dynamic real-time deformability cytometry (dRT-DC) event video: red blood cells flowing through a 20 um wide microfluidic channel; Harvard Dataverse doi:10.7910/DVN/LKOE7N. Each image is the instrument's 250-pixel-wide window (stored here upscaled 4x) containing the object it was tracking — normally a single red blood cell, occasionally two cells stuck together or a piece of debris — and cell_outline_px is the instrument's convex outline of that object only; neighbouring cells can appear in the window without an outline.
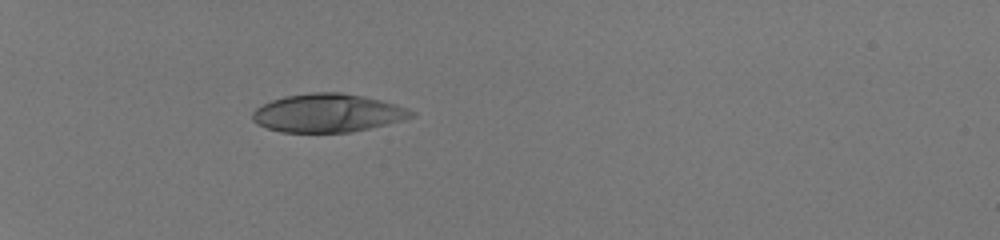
{"species": "human", "species_latin": "Homo sapiens", "temperature_condition": "room temperature", "stored_images_in_passage": 34, "camera_frame_rate_fps": 3000, "um_per_image_px": 0.085, "donor": {"sex": "male"}, "frame": {"image": 1, "passage_image": 1, "time_ms": 0.0, "image_size_px": [1000, 240], "cell_outline_px": [[416, 116], [404, 120], [388, 124], [352, 132], [280, 132], [256, 124], [252, 120], [252, 112], [256, 108], [272, 100], [284, 96], [312, 92], [340, 92], [364, 96], [396, 104], [408, 108], [416, 112]], "centroid_in_image_um": [27.88, 9.61], "position_along_channel_um": 57.1, "area_um2": 35.72}}
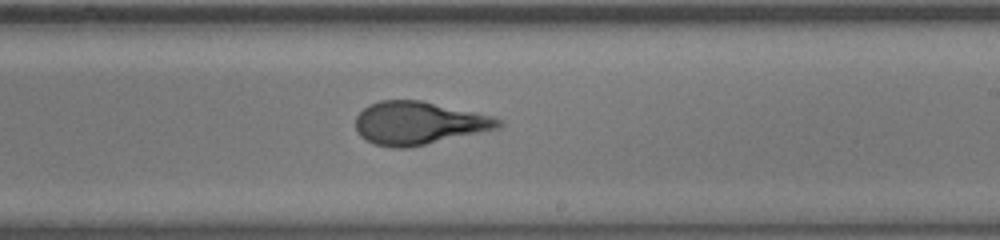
{"frame": {"image": 2, "passage_image": 18, "time_ms": 5.667, "image_size_px": [1000, 240], "cell_outline_px": [[504, 124], [500, 128], [408, 148], [392, 148], [372, 144], [360, 136], [356, 132], [356, 116], [368, 104], [380, 100], [420, 100], [476, 112], [492, 116], [504, 120]], "centroid_in_image_um": [35.58, 10.47], "position_along_channel_um": 253.4, "area_um2": 36.01}}
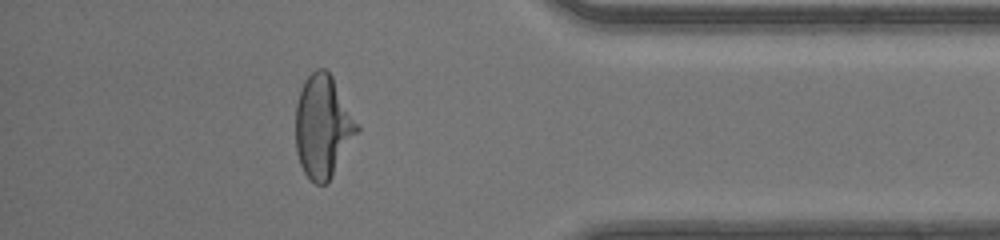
{"frame": {"image": 3, "passage_image": 30, "time_ms": 9.667, "image_size_px": [1000, 240], "cell_outline_px": [[360, 128], [328, 184], [316, 184], [304, 172], [300, 164], [296, 152], [296, 104], [304, 80], [316, 68], [324, 68], [332, 76]], "centroid_in_image_um": [27.43, 10.76], "position_along_channel_um": 407.8, "area_um2": 36.41}, "authors_computed_cell_mechanics": {"area_um2": 35.547, "velocity_mm_per_s": 4.2143, "shape_relaxation_time_tau1_ms": 5.3763, "shape_relaxation_time_tau2_ms": null, "deformation_change_tau1": 0.244, "deformation_change_tau2": null}}